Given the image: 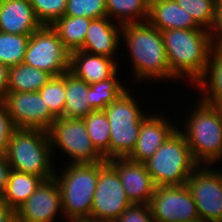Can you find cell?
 <instances>
[{"label":"cell","mask_w":222,"mask_h":222,"mask_svg":"<svg viewBox=\"0 0 222 222\" xmlns=\"http://www.w3.org/2000/svg\"><path fill=\"white\" fill-rule=\"evenodd\" d=\"M121 40L130 53L132 75L136 82L152 80H180L172 73L168 64L161 31L148 21L122 25ZM145 79V80H144ZM147 79V80H146ZM139 80V81H138Z\"/></svg>","instance_id":"obj_1"},{"label":"cell","mask_w":222,"mask_h":222,"mask_svg":"<svg viewBox=\"0 0 222 222\" xmlns=\"http://www.w3.org/2000/svg\"><path fill=\"white\" fill-rule=\"evenodd\" d=\"M161 34L172 73L194 85L204 75L213 51L209 30L167 29Z\"/></svg>","instance_id":"obj_2"},{"label":"cell","mask_w":222,"mask_h":222,"mask_svg":"<svg viewBox=\"0 0 222 222\" xmlns=\"http://www.w3.org/2000/svg\"><path fill=\"white\" fill-rule=\"evenodd\" d=\"M197 101L199 103L194 104L181 123L185 125H178V129L198 165H219L222 159V107Z\"/></svg>","instance_id":"obj_3"},{"label":"cell","mask_w":222,"mask_h":222,"mask_svg":"<svg viewBox=\"0 0 222 222\" xmlns=\"http://www.w3.org/2000/svg\"><path fill=\"white\" fill-rule=\"evenodd\" d=\"M107 160L92 164H68L54 175L62 201L63 217L67 222H91L94 193L99 171Z\"/></svg>","instance_id":"obj_4"},{"label":"cell","mask_w":222,"mask_h":222,"mask_svg":"<svg viewBox=\"0 0 222 222\" xmlns=\"http://www.w3.org/2000/svg\"><path fill=\"white\" fill-rule=\"evenodd\" d=\"M52 152L48 131L16 128L5 154L11 169L49 180L57 173Z\"/></svg>","instance_id":"obj_5"},{"label":"cell","mask_w":222,"mask_h":222,"mask_svg":"<svg viewBox=\"0 0 222 222\" xmlns=\"http://www.w3.org/2000/svg\"><path fill=\"white\" fill-rule=\"evenodd\" d=\"M144 164L156 187L184 185L199 166L178 128Z\"/></svg>","instance_id":"obj_6"},{"label":"cell","mask_w":222,"mask_h":222,"mask_svg":"<svg viewBox=\"0 0 222 222\" xmlns=\"http://www.w3.org/2000/svg\"><path fill=\"white\" fill-rule=\"evenodd\" d=\"M136 99L128 89L104 109L110 125L109 160L127 158L136 145L141 121L148 115Z\"/></svg>","instance_id":"obj_7"},{"label":"cell","mask_w":222,"mask_h":222,"mask_svg":"<svg viewBox=\"0 0 222 222\" xmlns=\"http://www.w3.org/2000/svg\"><path fill=\"white\" fill-rule=\"evenodd\" d=\"M52 152L56 149L68 156L69 164H92L105 161L87 133L83 118L58 117L48 130ZM55 148V150H54Z\"/></svg>","instance_id":"obj_8"},{"label":"cell","mask_w":222,"mask_h":222,"mask_svg":"<svg viewBox=\"0 0 222 222\" xmlns=\"http://www.w3.org/2000/svg\"><path fill=\"white\" fill-rule=\"evenodd\" d=\"M23 64L46 71L52 77L70 71V52L64 47L58 33L43 25L30 35Z\"/></svg>","instance_id":"obj_9"},{"label":"cell","mask_w":222,"mask_h":222,"mask_svg":"<svg viewBox=\"0 0 222 222\" xmlns=\"http://www.w3.org/2000/svg\"><path fill=\"white\" fill-rule=\"evenodd\" d=\"M211 165H199L186 185L196 204L199 218L222 222V172Z\"/></svg>","instance_id":"obj_10"},{"label":"cell","mask_w":222,"mask_h":222,"mask_svg":"<svg viewBox=\"0 0 222 222\" xmlns=\"http://www.w3.org/2000/svg\"><path fill=\"white\" fill-rule=\"evenodd\" d=\"M131 204L117 171L107 163L99 171L91 210V222H113Z\"/></svg>","instance_id":"obj_11"},{"label":"cell","mask_w":222,"mask_h":222,"mask_svg":"<svg viewBox=\"0 0 222 222\" xmlns=\"http://www.w3.org/2000/svg\"><path fill=\"white\" fill-rule=\"evenodd\" d=\"M149 206L154 222H190L199 218L186 184L157 186Z\"/></svg>","instance_id":"obj_12"},{"label":"cell","mask_w":222,"mask_h":222,"mask_svg":"<svg viewBox=\"0 0 222 222\" xmlns=\"http://www.w3.org/2000/svg\"><path fill=\"white\" fill-rule=\"evenodd\" d=\"M3 101L15 128L48 131L56 120L38 91L7 92Z\"/></svg>","instance_id":"obj_13"},{"label":"cell","mask_w":222,"mask_h":222,"mask_svg":"<svg viewBox=\"0 0 222 222\" xmlns=\"http://www.w3.org/2000/svg\"><path fill=\"white\" fill-rule=\"evenodd\" d=\"M60 212L62 217L61 192L55 178L44 180L15 210L17 222H56Z\"/></svg>","instance_id":"obj_14"},{"label":"cell","mask_w":222,"mask_h":222,"mask_svg":"<svg viewBox=\"0 0 222 222\" xmlns=\"http://www.w3.org/2000/svg\"><path fill=\"white\" fill-rule=\"evenodd\" d=\"M107 162L117 171L129 201L149 205L156 185L145 164L128 158H114Z\"/></svg>","instance_id":"obj_15"},{"label":"cell","mask_w":222,"mask_h":222,"mask_svg":"<svg viewBox=\"0 0 222 222\" xmlns=\"http://www.w3.org/2000/svg\"><path fill=\"white\" fill-rule=\"evenodd\" d=\"M160 113V114H159ZM148 115L141 121L138 139L128 159L144 163L147 161L178 128L177 123H172L161 112ZM159 114V115H158ZM163 115V116H162ZM176 125V126H175Z\"/></svg>","instance_id":"obj_16"},{"label":"cell","mask_w":222,"mask_h":222,"mask_svg":"<svg viewBox=\"0 0 222 222\" xmlns=\"http://www.w3.org/2000/svg\"><path fill=\"white\" fill-rule=\"evenodd\" d=\"M116 24L118 23L110 20L108 16L92 19L81 50L90 54L116 59V51L122 41V25Z\"/></svg>","instance_id":"obj_17"},{"label":"cell","mask_w":222,"mask_h":222,"mask_svg":"<svg viewBox=\"0 0 222 222\" xmlns=\"http://www.w3.org/2000/svg\"><path fill=\"white\" fill-rule=\"evenodd\" d=\"M42 26L30 0H0V32L32 34Z\"/></svg>","instance_id":"obj_18"},{"label":"cell","mask_w":222,"mask_h":222,"mask_svg":"<svg viewBox=\"0 0 222 222\" xmlns=\"http://www.w3.org/2000/svg\"><path fill=\"white\" fill-rule=\"evenodd\" d=\"M116 62L113 58L77 50L70 53V72L90 85L110 78L119 69Z\"/></svg>","instance_id":"obj_19"},{"label":"cell","mask_w":222,"mask_h":222,"mask_svg":"<svg viewBox=\"0 0 222 222\" xmlns=\"http://www.w3.org/2000/svg\"><path fill=\"white\" fill-rule=\"evenodd\" d=\"M147 21L160 31L202 28L176 0H150Z\"/></svg>","instance_id":"obj_20"},{"label":"cell","mask_w":222,"mask_h":222,"mask_svg":"<svg viewBox=\"0 0 222 222\" xmlns=\"http://www.w3.org/2000/svg\"><path fill=\"white\" fill-rule=\"evenodd\" d=\"M90 86L70 71L65 73L64 118H84L94 111L90 106Z\"/></svg>","instance_id":"obj_21"},{"label":"cell","mask_w":222,"mask_h":222,"mask_svg":"<svg viewBox=\"0 0 222 222\" xmlns=\"http://www.w3.org/2000/svg\"><path fill=\"white\" fill-rule=\"evenodd\" d=\"M193 88L200 90L201 97L198 99L222 107V51H212L204 75Z\"/></svg>","instance_id":"obj_22"},{"label":"cell","mask_w":222,"mask_h":222,"mask_svg":"<svg viewBox=\"0 0 222 222\" xmlns=\"http://www.w3.org/2000/svg\"><path fill=\"white\" fill-rule=\"evenodd\" d=\"M44 181L40 176L11 169L5 191L0 199L14 210L18 209Z\"/></svg>","instance_id":"obj_23"},{"label":"cell","mask_w":222,"mask_h":222,"mask_svg":"<svg viewBox=\"0 0 222 222\" xmlns=\"http://www.w3.org/2000/svg\"><path fill=\"white\" fill-rule=\"evenodd\" d=\"M51 77L46 71L23 63L9 67L7 92L39 91Z\"/></svg>","instance_id":"obj_24"},{"label":"cell","mask_w":222,"mask_h":222,"mask_svg":"<svg viewBox=\"0 0 222 222\" xmlns=\"http://www.w3.org/2000/svg\"><path fill=\"white\" fill-rule=\"evenodd\" d=\"M91 20L88 17L63 16L57 19L51 27L58 33L64 47L71 53L83 48Z\"/></svg>","instance_id":"obj_25"},{"label":"cell","mask_w":222,"mask_h":222,"mask_svg":"<svg viewBox=\"0 0 222 222\" xmlns=\"http://www.w3.org/2000/svg\"><path fill=\"white\" fill-rule=\"evenodd\" d=\"M107 15L118 24L148 20L150 0H105Z\"/></svg>","instance_id":"obj_26"},{"label":"cell","mask_w":222,"mask_h":222,"mask_svg":"<svg viewBox=\"0 0 222 222\" xmlns=\"http://www.w3.org/2000/svg\"><path fill=\"white\" fill-rule=\"evenodd\" d=\"M118 70L108 79L90 84V106L94 111L104 110L128 88L119 80Z\"/></svg>","instance_id":"obj_27"},{"label":"cell","mask_w":222,"mask_h":222,"mask_svg":"<svg viewBox=\"0 0 222 222\" xmlns=\"http://www.w3.org/2000/svg\"><path fill=\"white\" fill-rule=\"evenodd\" d=\"M87 133L95 148L109 160L110 125L104 110L92 111L83 118Z\"/></svg>","instance_id":"obj_28"},{"label":"cell","mask_w":222,"mask_h":222,"mask_svg":"<svg viewBox=\"0 0 222 222\" xmlns=\"http://www.w3.org/2000/svg\"><path fill=\"white\" fill-rule=\"evenodd\" d=\"M31 34H8L0 32V62L12 67L21 64Z\"/></svg>","instance_id":"obj_29"},{"label":"cell","mask_w":222,"mask_h":222,"mask_svg":"<svg viewBox=\"0 0 222 222\" xmlns=\"http://www.w3.org/2000/svg\"><path fill=\"white\" fill-rule=\"evenodd\" d=\"M50 113L55 117H63L65 104V73L61 76L51 77L50 80L38 91Z\"/></svg>","instance_id":"obj_30"},{"label":"cell","mask_w":222,"mask_h":222,"mask_svg":"<svg viewBox=\"0 0 222 222\" xmlns=\"http://www.w3.org/2000/svg\"><path fill=\"white\" fill-rule=\"evenodd\" d=\"M202 28L210 30L214 23L218 0H176Z\"/></svg>","instance_id":"obj_31"},{"label":"cell","mask_w":222,"mask_h":222,"mask_svg":"<svg viewBox=\"0 0 222 222\" xmlns=\"http://www.w3.org/2000/svg\"><path fill=\"white\" fill-rule=\"evenodd\" d=\"M64 16L98 19L108 15L105 0H67Z\"/></svg>","instance_id":"obj_32"},{"label":"cell","mask_w":222,"mask_h":222,"mask_svg":"<svg viewBox=\"0 0 222 222\" xmlns=\"http://www.w3.org/2000/svg\"><path fill=\"white\" fill-rule=\"evenodd\" d=\"M35 15L42 25H52L64 16L67 0H30Z\"/></svg>","instance_id":"obj_33"},{"label":"cell","mask_w":222,"mask_h":222,"mask_svg":"<svg viewBox=\"0 0 222 222\" xmlns=\"http://www.w3.org/2000/svg\"><path fill=\"white\" fill-rule=\"evenodd\" d=\"M113 222H154L149 205L131 204L122 215Z\"/></svg>","instance_id":"obj_34"},{"label":"cell","mask_w":222,"mask_h":222,"mask_svg":"<svg viewBox=\"0 0 222 222\" xmlns=\"http://www.w3.org/2000/svg\"><path fill=\"white\" fill-rule=\"evenodd\" d=\"M15 129L4 101L0 100V153L7 152L9 140Z\"/></svg>","instance_id":"obj_35"},{"label":"cell","mask_w":222,"mask_h":222,"mask_svg":"<svg viewBox=\"0 0 222 222\" xmlns=\"http://www.w3.org/2000/svg\"><path fill=\"white\" fill-rule=\"evenodd\" d=\"M210 43L213 50L222 51V12L217 9L214 23L209 30Z\"/></svg>","instance_id":"obj_36"},{"label":"cell","mask_w":222,"mask_h":222,"mask_svg":"<svg viewBox=\"0 0 222 222\" xmlns=\"http://www.w3.org/2000/svg\"><path fill=\"white\" fill-rule=\"evenodd\" d=\"M11 168L5 153H0V196L5 191Z\"/></svg>","instance_id":"obj_37"},{"label":"cell","mask_w":222,"mask_h":222,"mask_svg":"<svg viewBox=\"0 0 222 222\" xmlns=\"http://www.w3.org/2000/svg\"><path fill=\"white\" fill-rule=\"evenodd\" d=\"M15 210L0 199V222H15Z\"/></svg>","instance_id":"obj_38"},{"label":"cell","mask_w":222,"mask_h":222,"mask_svg":"<svg viewBox=\"0 0 222 222\" xmlns=\"http://www.w3.org/2000/svg\"><path fill=\"white\" fill-rule=\"evenodd\" d=\"M9 68L0 62V100H4L8 89Z\"/></svg>","instance_id":"obj_39"},{"label":"cell","mask_w":222,"mask_h":222,"mask_svg":"<svg viewBox=\"0 0 222 222\" xmlns=\"http://www.w3.org/2000/svg\"><path fill=\"white\" fill-rule=\"evenodd\" d=\"M190 222H209V221H206V220H204V219H202V218H198V219L192 220V221H190Z\"/></svg>","instance_id":"obj_40"},{"label":"cell","mask_w":222,"mask_h":222,"mask_svg":"<svg viewBox=\"0 0 222 222\" xmlns=\"http://www.w3.org/2000/svg\"><path fill=\"white\" fill-rule=\"evenodd\" d=\"M218 9L222 12V0H218Z\"/></svg>","instance_id":"obj_41"}]
</instances>
